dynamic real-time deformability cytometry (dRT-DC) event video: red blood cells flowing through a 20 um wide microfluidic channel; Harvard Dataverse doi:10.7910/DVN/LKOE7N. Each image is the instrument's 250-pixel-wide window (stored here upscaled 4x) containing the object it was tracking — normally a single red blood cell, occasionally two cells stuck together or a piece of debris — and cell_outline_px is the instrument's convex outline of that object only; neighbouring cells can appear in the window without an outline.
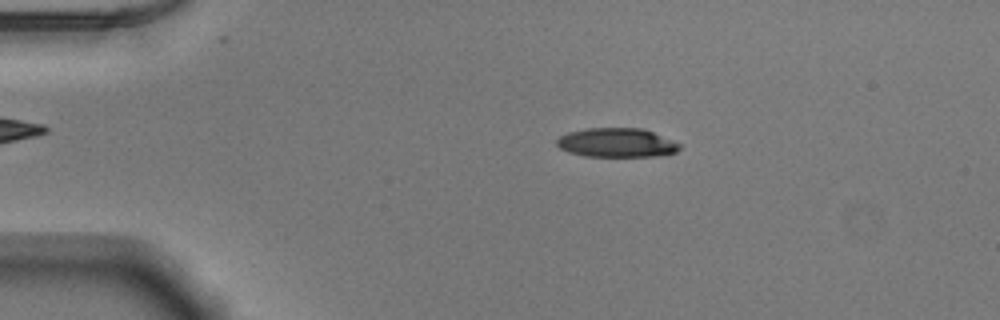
{"species": "Egyptian fruit bat (a non-hibernating species)", "species_latin": "Rousettus aegyptiacus", "temperature_condition": "warm", "stored_images_in_passage": 45, "camera_frame_rate_fps": 3000, "um_per_image_px": 0.085, "animal": {"sex": "male"}, "frame": {"image": 1, "passage_image": 3, "time_ms": 0.667, "image_size_px": [1000, 320], "cell_outline_px": [[680, 148], [676, 152], [656, 156], [584, 156], [568, 152], [560, 148], [556, 144], [556, 140], [560, 136], [568, 132], [588, 128], [644, 128], [680, 144]], "centroid_in_image_um": [52.39, 12.12], "position_along_channel_um": 32.6, "area_um2": 20.75}}
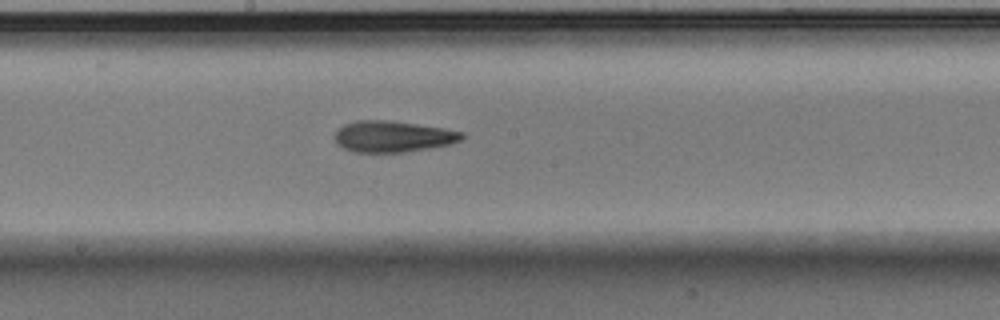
{"frame": {"image": 2, "passage_image": 21, "time_ms": 6.667, "image_size_px": [1000, 320], "cell_outline_px": [[464, 136], [460, 140], [448, 144], [428, 148], [404, 152], [352, 152], [336, 144], [336, 132], [344, 124], [356, 120], [384, 120], [444, 128], [464, 132]], "centroid_in_image_um": [33.37, 11.6], "position_along_channel_um": 214.8, "area_um2": 22.83}}
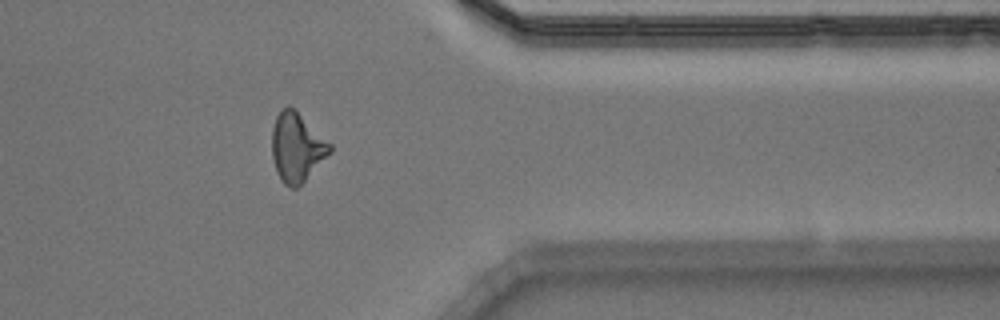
{"frame": {"image": 3, "passage_image": 35, "time_ms": 11.333, "image_size_px": [1000, 320], "cell_outline_px": [[332, 152], [296, 188], [292, 188], [284, 184], [280, 180], [276, 172], [272, 156], [272, 128], [276, 116], [288, 104], [332, 144]], "centroid_in_image_um": [25.22, 12.54], "position_along_channel_um": 386.2, "area_um2": 23.0}, "authors_computed_cell_mechanics": {"area_um2": 22.4842, "velocity_mm_per_s": 3.9186, "shape_relaxation_time_tau1_ms": 3.133, "shape_relaxation_time_tau2_ms": 4.0422, "deformation_change_tau1": 0.1601, "deformation_change_tau2": 0.1618}}